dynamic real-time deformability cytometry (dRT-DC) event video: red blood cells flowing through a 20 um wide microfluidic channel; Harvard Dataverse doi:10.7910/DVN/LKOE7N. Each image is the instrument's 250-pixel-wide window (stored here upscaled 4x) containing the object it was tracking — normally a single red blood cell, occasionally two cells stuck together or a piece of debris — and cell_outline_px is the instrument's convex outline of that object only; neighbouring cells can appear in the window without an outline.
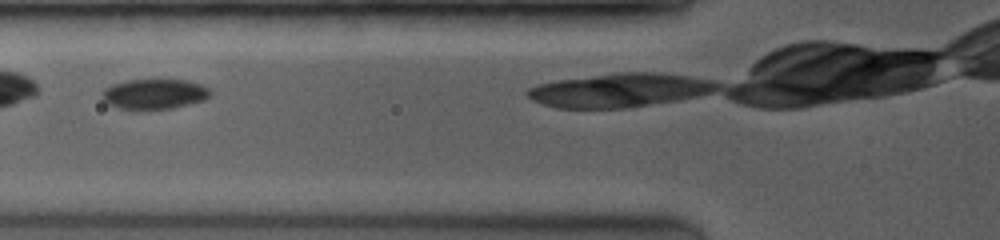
{"species": "common noctule bat (a hibernating species)", "species_latin": "Nyctalus noctula", "temperature_condition": "room temperature", "stored_images_in_passage": 5, "camera_frame_rate_fps": 3500, "um_per_image_px": 0.085, "animal": {"sex": "female", "body_mass_g": 19.0, "forearm_length_mm": 53.3}, "frame": {"image": 1, "passage_image": 3, "time_ms": 1.429, "image_size_px": [1000, 240], "cell_outline_px": [[212, 92], [204, 100], [172, 108], [120, 108], [108, 104], [100, 96], [104, 88], [112, 84], [128, 80], [188, 80], [200, 84], [208, 88]], "centroid_in_image_um": [13.11, 7.97], "position_along_channel_um": 112.7, "area_um2": 18.67}}